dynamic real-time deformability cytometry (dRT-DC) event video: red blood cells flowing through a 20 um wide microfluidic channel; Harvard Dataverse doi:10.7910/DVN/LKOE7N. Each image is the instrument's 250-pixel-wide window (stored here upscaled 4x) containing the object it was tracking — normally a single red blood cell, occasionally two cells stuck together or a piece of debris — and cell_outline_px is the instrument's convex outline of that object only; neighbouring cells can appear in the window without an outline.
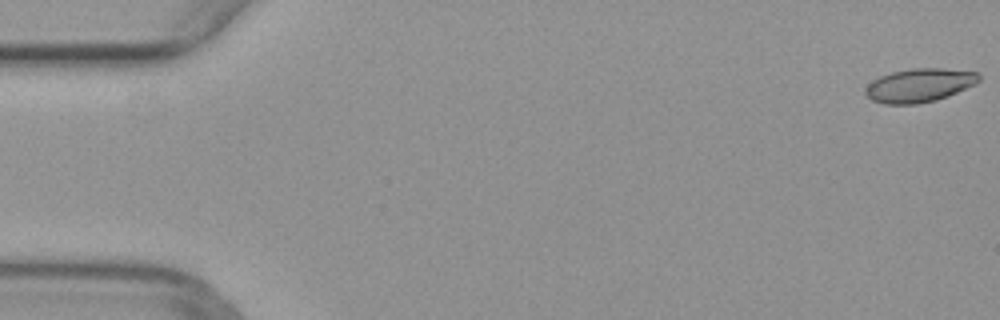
{"species": "common noctule bat (a hibernating species)", "species_latin": "Nyctalus noctula", "temperature_condition": "warm", "stored_images_in_passage": 50, "camera_frame_rate_fps": 3000, "um_per_image_px": 0.085, "animal": {"sex": "female", "body_mass_g": 29.2, "forearm_length_mm": 56.3}, "frame": {"image": 1, "passage_image": 1, "time_ms": 0.0, "image_size_px": [1000, 320], "cell_outline_px": [[980, 80], [976, 84], [948, 96], [936, 100], [916, 104], [884, 104], [872, 100], [864, 92], [868, 84], [872, 80], [880, 76], [892, 72], [912, 68], [940, 68], [976, 72], [980, 76]], "centroid_in_image_um": [78.14, 7.25], "position_along_channel_um": 6.9, "area_um2": 22.2}}
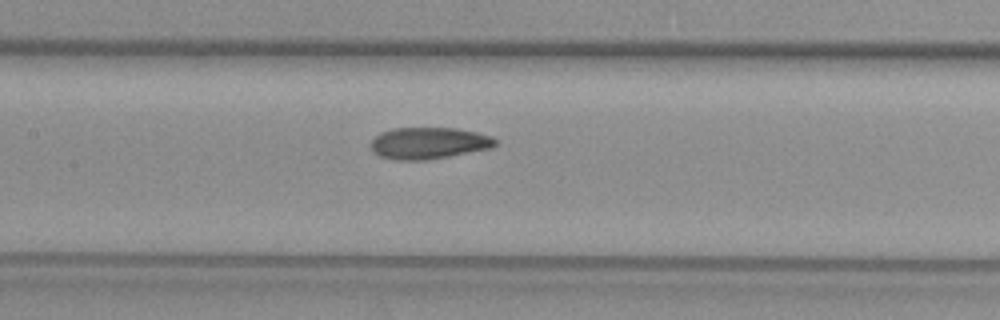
{"frame": {"image": 2, "passage_image": 24, "time_ms": 7.667, "image_size_px": [1000, 320], "cell_outline_px": [[496, 144], [492, 148], [428, 160], [396, 160], [380, 156], [372, 152], [372, 140], [380, 132], [392, 128], [456, 128], [476, 132], [492, 136], [496, 140]], "centroid_in_image_um": [36.44, 12.16], "position_along_channel_um": 171.0, "area_um2": 23.0}}
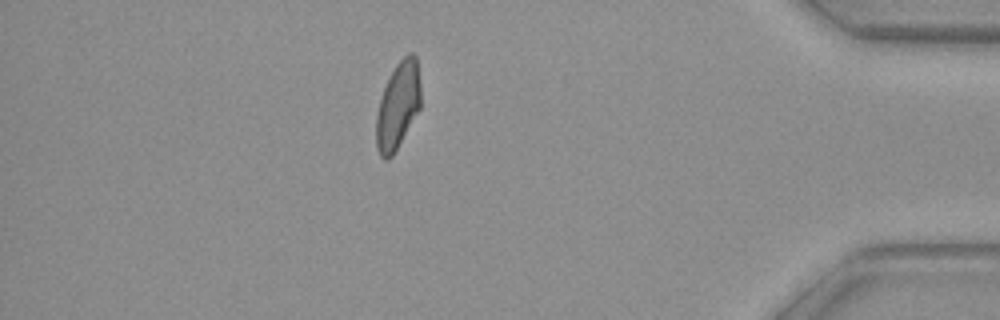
{"frame": {"image": 3, "passage_image": 44, "time_ms": 14.333, "image_size_px": [1000, 320], "cell_outline_px": [[420, 108], [392, 156], [388, 160], [384, 160], [380, 156], [376, 148], [376, 116], [380, 100], [384, 88], [396, 64], [408, 52], [412, 52], [416, 56], [420, 84]], "centroid_in_image_um": [33.82, 8.99], "position_along_channel_um": 401.4, "area_um2": 22.31}}